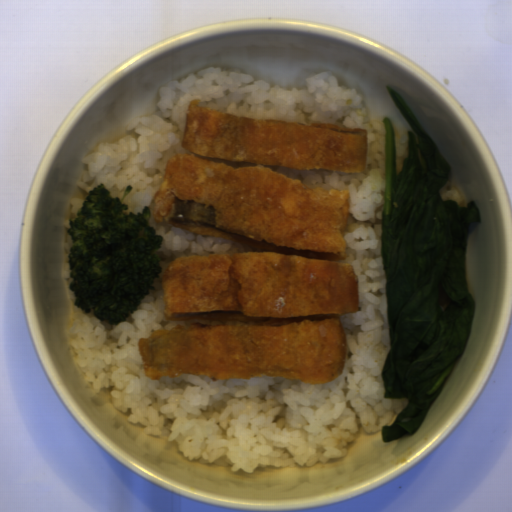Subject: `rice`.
<instances>
[{"label": "rice", "mask_w": 512, "mask_h": 512, "mask_svg": "<svg viewBox=\"0 0 512 512\" xmlns=\"http://www.w3.org/2000/svg\"><path fill=\"white\" fill-rule=\"evenodd\" d=\"M442 200L443 199H452L455 200L460 207H462L463 203V195L460 192L458 187L450 188L449 186V178L446 182V184L442 187V189L439 191Z\"/></svg>", "instance_id": "obj_3"}, {"label": "rice", "mask_w": 512, "mask_h": 512, "mask_svg": "<svg viewBox=\"0 0 512 512\" xmlns=\"http://www.w3.org/2000/svg\"><path fill=\"white\" fill-rule=\"evenodd\" d=\"M218 111L256 118L311 123L326 121L368 130V169L361 173L308 171L270 166L273 172L309 186L349 189L351 193L346 263L358 276L360 306L341 316L349 353L342 374L324 385L257 377L215 382L183 375L161 381L145 377L137 352L139 338L154 329L182 323L165 321L161 275L135 313L119 325L101 323L74 306L69 291L66 257L71 249L68 221L102 183L112 196L122 197L127 213L150 204L173 153H189L180 144L190 100ZM158 111L131 120L124 136L103 142L81 158L87 167L75 180L76 192L63 224V274L67 292L66 332L81 378L94 392L112 388L114 409L127 412L129 423L142 424L143 433L176 442L182 455L204 464L232 466L253 473L259 466L287 468L347 456L359 425L369 433L393 424L407 405L405 399H385L381 371L390 350L386 278L382 266L381 230L385 195V147L382 120L365 121L360 93L341 84L329 71L305 76L303 88L271 86L236 70L212 66L173 80L158 90ZM148 223L162 235L156 250L164 268L179 254L253 250L244 243L191 235L171 224ZM163 273V271H162Z\"/></svg>", "instance_id": "obj_1"}, {"label": "rice", "mask_w": 512, "mask_h": 512, "mask_svg": "<svg viewBox=\"0 0 512 512\" xmlns=\"http://www.w3.org/2000/svg\"><path fill=\"white\" fill-rule=\"evenodd\" d=\"M398 174L401 170L403 160L407 156L408 137L401 133L398 127L394 126Z\"/></svg>", "instance_id": "obj_2"}]
</instances>
